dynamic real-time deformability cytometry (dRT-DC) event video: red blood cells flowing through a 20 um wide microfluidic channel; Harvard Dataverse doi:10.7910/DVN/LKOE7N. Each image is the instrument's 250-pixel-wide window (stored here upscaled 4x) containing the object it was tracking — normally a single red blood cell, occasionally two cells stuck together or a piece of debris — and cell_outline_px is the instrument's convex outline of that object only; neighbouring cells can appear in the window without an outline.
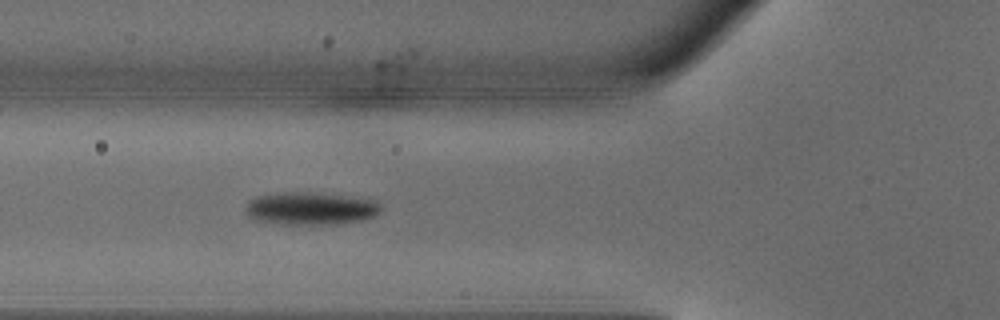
{"species": "common noctule bat (a hibernating species)", "species_latin": "Nyctalus noctula", "temperature_condition": "warm", "stored_images_in_passage": 30, "camera_frame_rate_fps": 3000, "um_per_image_px": 0.085, "animal": {"sex": "male", "body_mass_g": 18.8}, "frame": {"image": 1, "passage_image": 7, "time_ms": 2.0, "image_size_px": [1000, 320], "cell_outline_px": [[380, 212], [376, 216], [360, 220], [340, 224], [276, 224], [256, 220], [248, 216], [244, 208], [248, 200], [256, 196], [280, 192], [308, 192], [376, 200], [380, 204]], "centroid_in_image_um": [26.35, 17.73], "position_along_channel_um": 99.5, "area_um2": 25.89}}
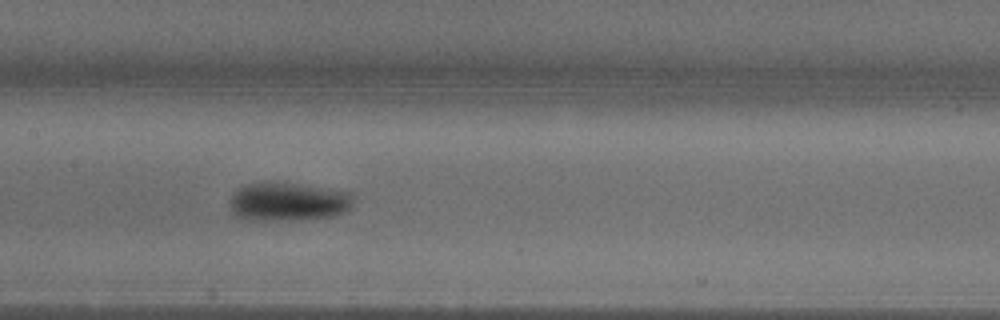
{"frame": {"image": 2, "passage_image": 13, "time_ms": 4.0, "image_size_px": [1000, 320], "cell_outline_px": [[356, 196], [352, 204], [344, 212], [332, 216], [292, 220], [244, 220], [236, 216], [228, 208], [228, 200], [244, 184], [264, 180], [276, 180], [356, 192]], "centroid_in_image_um": [24.47, 17.1], "position_along_channel_um": 182.9, "area_um2": 28.9}}
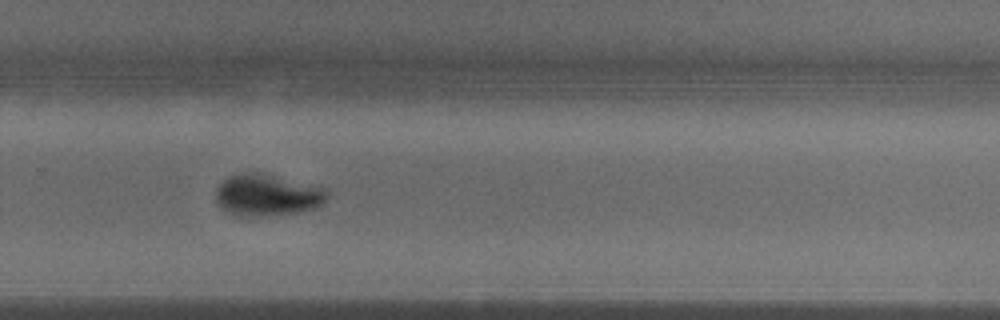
{"frame": {"image": 3, "passage_image": 22, "time_ms": 7.0, "image_size_px": [1000, 320], "cell_outline_px": [[328, 196], [324, 204], [316, 208], [304, 212], [260, 216], [236, 216], [224, 212], [220, 208], [216, 200], [216, 188], [228, 176], [240, 172], [256, 172], [324, 188], [328, 192]], "centroid_in_image_um": [22.68, 16.61], "position_along_channel_um": 307.1, "area_um2": 27.22}, "authors_computed_cell_mechanics": {"area_um2": 26.8481, "velocity_mm_per_s": 4.1561, "shape_relaxation_time_tau1_ms": 5.146, "shape_relaxation_time_tau2_ms": null, "deformation_change_tau1": 0.2325, "deformation_change_tau2": null}}